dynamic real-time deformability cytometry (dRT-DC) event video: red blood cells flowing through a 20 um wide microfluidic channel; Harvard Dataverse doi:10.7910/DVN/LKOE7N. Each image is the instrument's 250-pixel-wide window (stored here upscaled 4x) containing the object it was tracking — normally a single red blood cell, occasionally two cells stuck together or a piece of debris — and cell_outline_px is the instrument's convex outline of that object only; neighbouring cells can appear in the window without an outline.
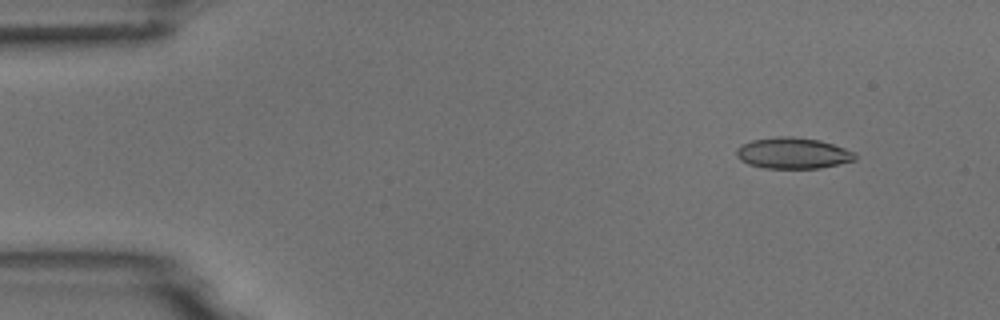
{"species": "common noctule bat (a hibernating species)", "species_latin": "Nyctalus noctula", "temperature_condition": "room temperature", "stored_images_in_passage": 55, "camera_frame_rate_fps": 3000, "um_per_image_px": 0.085, "animal": {"sex": "male", "body_mass_g": 18.8}, "frame": {"image": 1, "passage_image": 6, "time_ms": 1.667, "image_size_px": [1000, 320], "cell_outline_px": [[856, 160], [840, 164], [820, 168], [764, 168], [748, 164], [740, 160], [736, 156], [736, 148], [740, 144], [752, 140], [776, 136], [792, 136], [820, 140], [856, 152]], "centroid_in_image_um": [67.38, 13.01], "position_along_channel_um": 17.6, "area_um2": 21.73}}
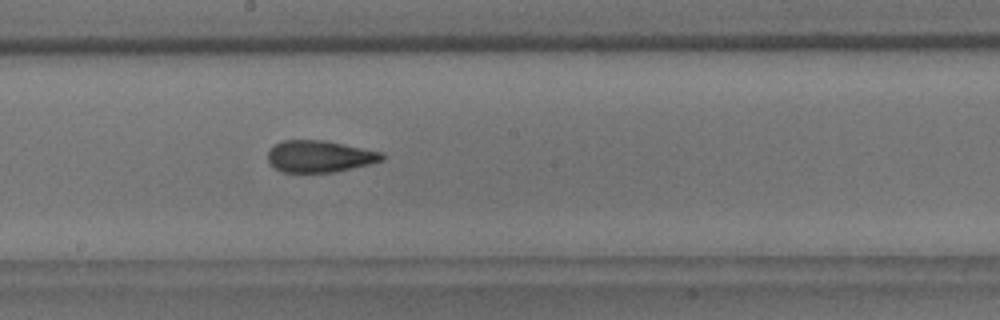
{"frame": {"image": 2, "passage_image": 30, "time_ms": 9.667, "image_size_px": [1000, 320], "cell_outline_px": [[384, 160], [336, 172], [280, 172], [268, 164], [268, 152], [280, 140], [324, 140], [384, 152]], "centroid_in_image_um": [27.15, 13.29], "position_along_channel_um": 221.0, "area_um2": 21.27}}
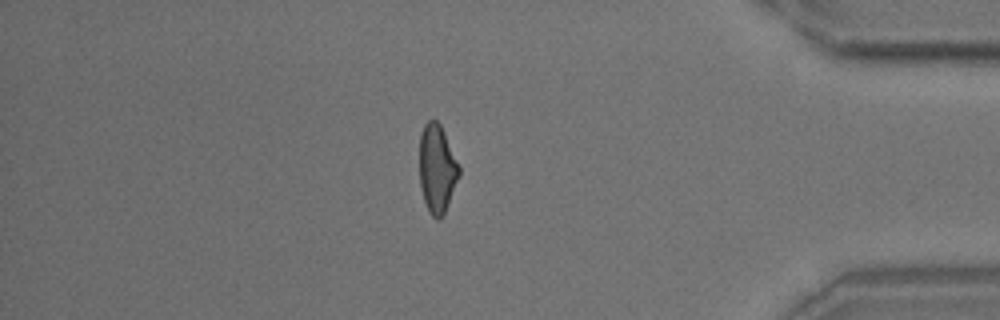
{"frame": {"image": 3, "passage_image": 47, "time_ms": 15.333, "image_size_px": [1000, 320], "cell_outline_px": [[460, 176], [444, 212], [440, 220], [436, 220], [428, 212], [420, 188], [420, 132], [424, 124], [428, 120], [436, 120], [440, 124], [444, 132], [460, 168]], "centroid_in_image_um": [37.14, 14.35], "position_along_channel_um": 398.1, "area_um2": 20.35}, "authors_computed_cell_mechanics": {"area_um2": 21.5594, "velocity_mm_per_s": 3.7233, "shape_relaxation_time_tau1_ms": 7.1041, "shape_relaxation_time_tau2_ms": 2.0981, "deformation_change_tau1": 0.1761, "deformation_change_tau2": 0.086}}